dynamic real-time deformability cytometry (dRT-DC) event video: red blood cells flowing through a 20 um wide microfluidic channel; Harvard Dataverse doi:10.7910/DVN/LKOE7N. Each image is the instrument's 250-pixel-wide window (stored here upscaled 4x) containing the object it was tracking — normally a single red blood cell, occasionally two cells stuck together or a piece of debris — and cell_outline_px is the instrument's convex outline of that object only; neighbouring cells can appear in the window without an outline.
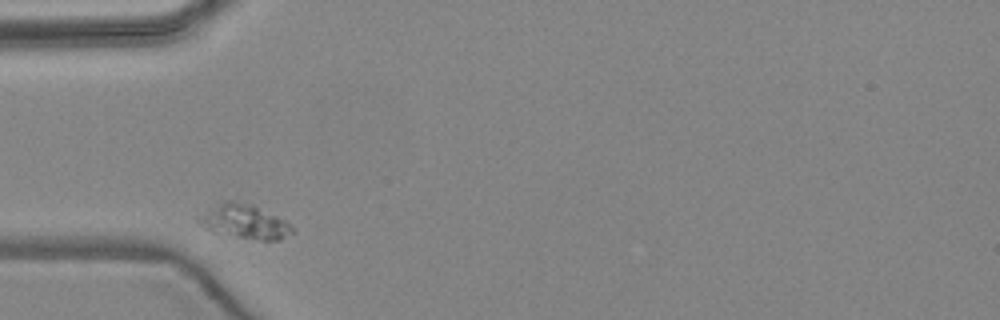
{"species": "common noctule bat (a hibernating species)", "species_latin": "Nyctalus noctula", "temperature_condition": "warm", "stored_images_in_passage": 8, "camera_frame_rate_fps": 3000, "um_per_image_px": 0.085, "animal": {"sex": "female", "body_mass_g": 24.6, "forearm_length_mm": 56.2}, "frame": {"image": 1, "passage_image": 1, "time_ms": 0.0, "image_size_px": [1000, 320], "cell_outline_px": [[296, 232], [280, 240], [260, 240], [212, 232], [196, 224], [196, 220], [208, 204], [224, 200], [232, 200], [256, 208], [276, 216], [284, 220]], "centroid_in_image_um": [20.66, 18.83], "position_along_channel_um": 64.3, "area_um2": 18.67}}
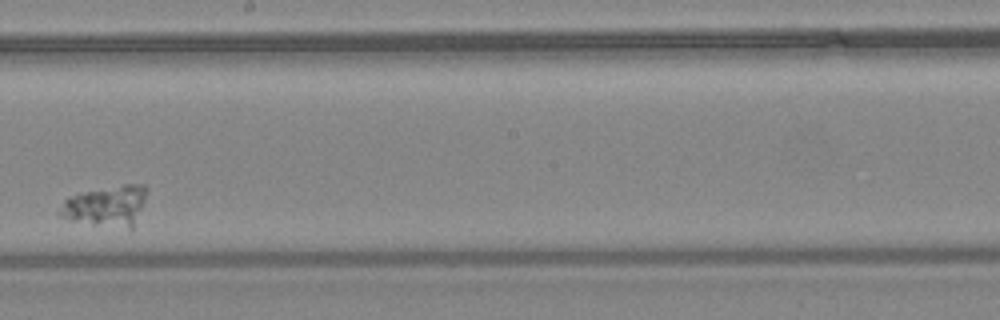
{"frame": {"image": 2, "passage_image": 5, "time_ms": 5.333, "image_size_px": [1000, 320], "cell_outline_px": [[144, 200], [132, 232], [68, 220], [60, 216], [56, 212], [64, 200], [68, 196], [80, 192], [124, 184], [144, 184]], "centroid_in_image_um": [8.98, 17.56], "position_along_channel_um": 239.2, "area_um2": 21.21}}
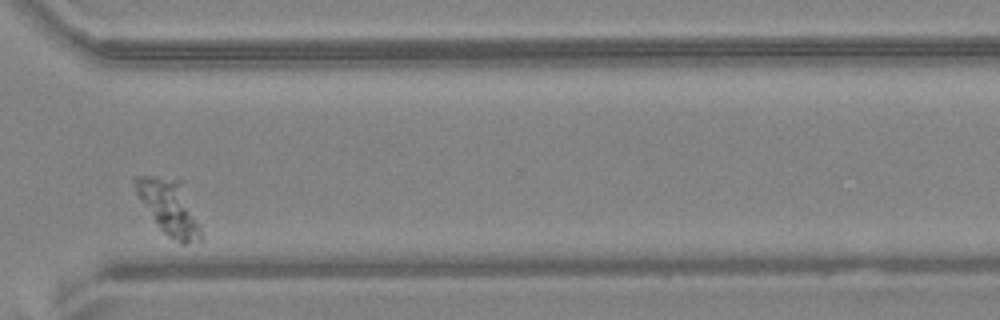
{"frame": {"image": 3, "passage_image": 8, "time_ms": 8.667, "image_size_px": [1000, 320], "cell_outline_px": [[204, 240], [184, 244], [180, 244], [168, 236], [160, 228], [136, 196], [132, 180], [132, 176], [156, 176], [184, 180], [204, 236]], "centroid_in_image_um": [14.41, 17.6], "position_along_channel_um": 356.2, "area_um2": 21.85}}